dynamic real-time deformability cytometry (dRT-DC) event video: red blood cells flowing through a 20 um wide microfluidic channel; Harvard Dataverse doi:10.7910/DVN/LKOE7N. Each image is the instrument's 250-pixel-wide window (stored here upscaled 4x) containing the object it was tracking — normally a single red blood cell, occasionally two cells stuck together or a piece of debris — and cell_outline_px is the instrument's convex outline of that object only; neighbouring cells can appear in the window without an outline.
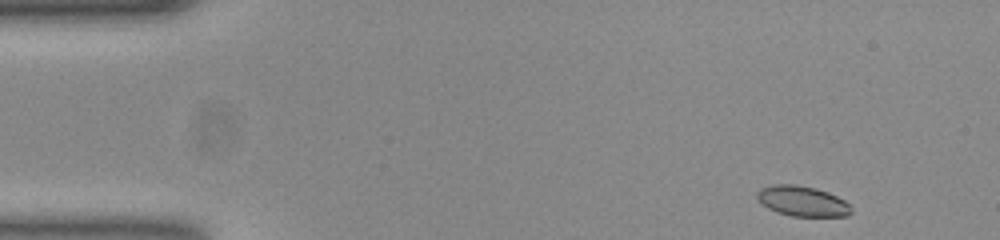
{"species": "common noctule bat (a hibernating species)", "species_latin": "Nyctalus noctula", "temperature_condition": "room temperature", "stored_images_in_passage": 49, "camera_frame_rate_fps": 3000, "um_per_image_px": 0.085, "animal": {"sex": "female", "body_mass_g": 23.0, "forearm_length_mm": 53.4}, "frame": {"image": 1, "passage_image": 1, "time_ms": 0.0, "image_size_px": [1000, 240], "cell_outline_px": [[852, 212], [848, 216], [792, 216], [776, 212], [768, 208], [756, 196], [756, 192], [760, 188], [772, 184], [796, 184], [816, 188], [828, 192], [844, 200], [848, 204]], "centroid_in_image_um": [68.19, 17.08], "position_along_channel_um": 16.8, "area_um2": 16.59}}
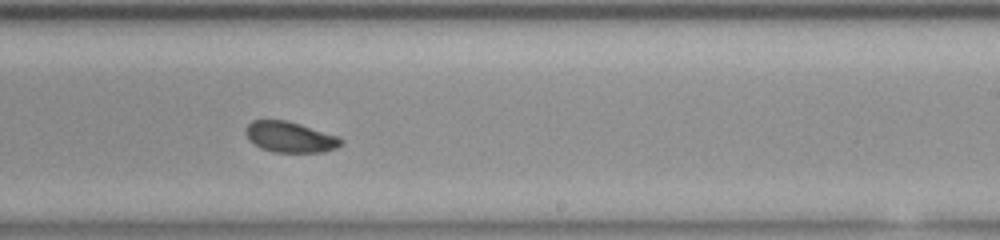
{"frame": {"image": 2, "passage_image": 28, "time_ms": 9.0, "image_size_px": [1000, 240], "cell_outline_px": [[344, 140], [336, 148], [324, 152], [276, 152], [260, 148], [248, 140], [244, 132], [248, 124], [252, 120], [288, 120], [340, 136]], "centroid_in_image_um": [24.65, 11.64], "position_along_channel_um": 264.3, "area_um2": 17.28}}
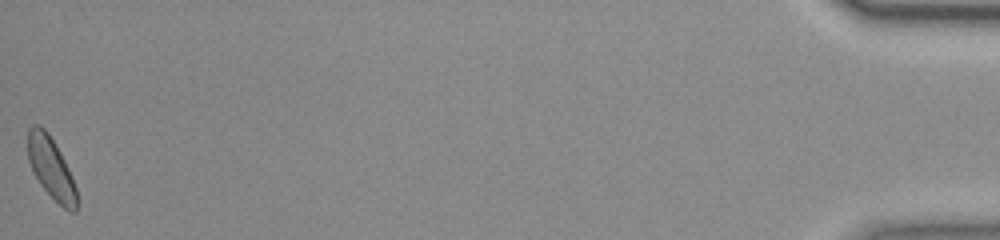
{"frame": {"image": 3, "passage_image": 49, "time_ms": 16.0, "image_size_px": [1000, 240], "cell_outline_px": [[76, 212], [68, 212], [40, 184], [32, 172], [28, 160], [28, 128], [32, 124], [40, 124], [48, 132], [60, 152], [72, 176], [76, 188]], "centroid_in_image_um": [4.32, 14.24], "position_along_channel_um": 430.9, "area_um2": 17.4}, "authors_computed_cell_mechanics": {"area_um2": 17.3978, "velocity_mm_per_s": 3.851, "shape_relaxation_time_tau1_ms": 1.5488, "shape_relaxation_time_tau2_ms": 10.7774, "deformation_change_tau1": 0.0588, "deformation_change_tau2": 0.1262}}